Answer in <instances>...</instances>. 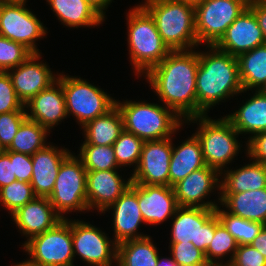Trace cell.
<instances>
[{"label":"cell","instance_id":"30bf717a","mask_svg":"<svg viewBox=\"0 0 266 266\" xmlns=\"http://www.w3.org/2000/svg\"><path fill=\"white\" fill-rule=\"evenodd\" d=\"M27 6L24 2L0 1V36L24 45L32 53H42L38 42L47 38L50 30Z\"/></svg>","mask_w":266,"mask_h":266},{"label":"cell","instance_id":"4316f807","mask_svg":"<svg viewBox=\"0 0 266 266\" xmlns=\"http://www.w3.org/2000/svg\"><path fill=\"white\" fill-rule=\"evenodd\" d=\"M245 163L235 168L229 167L221 173V193H240L248 190L266 188V171L264 165L256 162L246 154ZM249 159V160H248ZM248 160V161H246Z\"/></svg>","mask_w":266,"mask_h":266},{"label":"cell","instance_id":"8fae6325","mask_svg":"<svg viewBox=\"0 0 266 266\" xmlns=\"http://www.w3.org/2000/svg\"><path fill=\"white\" fill-rule=\"evenodd\" d=\"M102 229L93 220L71 219L74 261L79 258L86 266H117V244Z\"/></svg>","mask_w":266,"mask_h":266},{"label":"cell","instance_id":"c3c4849f","mask_svg":"<svg viewBox=\"0 0 266 266\" xmlns=\"http://www.w3.org/2000/svg\"><path fill=\"white\" fill-rule=\"evenodd\" d=\"M93 8H95L105 19L107 18L106 11L111 6L114 0H86Z\"/></svg>","mask_w":266,"mask_h":266},{"label":"cell","instance_id":"cb8c5ba5","mask_svg":"<svg viewBox=\"0 0 266 266\" xmlns=\"http://www.w3.org/2000/svg\"><path fill=\"white\" fill-rule=\"evenodd\" d=\"M244 98L238 107L224 116L247 142L254 135L266 131V96L259 90H243ZM247 98V99H246ZM245 100V101H244Z\"/></svg>","mask_w":266,"mask_h":266},{"label":"cell","instance_id":"52a82bcc","mask_svg":"<svg viewBox=\"0 0 266 266\" xmlns=\"http://www.w3.org/2000/svg\"><path fill=\"white\" fill-rule=\"evenodd\" d=\"M57 80L62 84L67 116L70 119L72 116L79 128L116 106V97L79 75L72 76L62 70Z\"/></svg>","mask_w":266,"mask_h":266},{"label":"cell","instance_id":"74e56055","mask_svg":"<svg viewBox=\"0 0 266 266\" xmlns=\"http://www.w3.org/2000/svg\"><path fill=\"white\" fill-rule=\"evenodd\" d=\"M31 54L24 45L0 36V71L7 72L17 67Z\"/></svg>","mask_w":266,"mask_h":266},{"label":"cell","instance_id":"2e32d148","mask_svg":"<svg viewBox=\"0 0 266 266\" xmlns=\"http://www.w3.org/2000/svg\"><path fill=\"white\" fill-rule=\"evenodd\" d=\"M43 53H32L23 63L8 70L18 98L26 104L40 91L57 81L59 70L55 72L49 63L42 60Z\"/></svg>","mask_w":266,"mask_h":266},{"label":"cell","instance_id":"44dd1931","mask_svg":"<svg viewBox=\"0 0 266 266\" xmlns=\"http://www.w3.org/2000/svg\"><path fill=\"white\" fill-rule=\"evenodd\" d=\"M68 147L50 142L32 158L31 186L36 197H49L62 162L72 153Z\"/></svg>","mask_w":266,"mask_h":266},{"label":"cell","instance_id":"4fadbf2b","mask_svg":"<svg viewBox=\"0 0 266 266\" xmlns=\"http://www.w3.org/2000/svg\"><path fill=\"white\" fill-rule=\"evenodd\" d=\"M170 221L168 243L192 242L204 253L214 237L216 225L220 222L215 209L180 206Z\"/></svg>","mask_w":266,"mask_h":266},{"label":"cell","instance_id":"ee69618b","mask_svg":"<svg viewBox=\"0 0 266 266\" xmlns=\"http://www.w3.org/2000/svg\"><path fill=\"white\" fill-rule=\"evenodd\" d=\"M246 155L256 162L266 161V131L258 133L246 142Z\"/></svg>","mask_w":266,"mask_h":266},{"label":"cell","instance_id":"1f68e13d","mask_svg":"<svg viewBox=\"0 0 266 266\" xmlns=\"http://www.w3.org/2000/svg\"><path fill=\"white\" fill-rule=\"evenodd\" d=\"M50 132L38 122L26 118L17 130V133L6 151L33 155L35 152L46 147Z\"/></svg>","mask_w":266,"mask_h":266},{"label":"cell","instance_id":"7c38bea8","mask_svg":"<svg viewBox=\"0 0 266 266\" xmlns=\"http://www.w3.org/2000/svg\"><path fill=\"white\" fill-rule=\"evenodd\" d=\"M248 3L247 0H204L197 5L195 32L198 45L215 46Z\"/></svg>","mask_w":266,"mask_h":266},{"label":"cell","instance_id":"d6a6232c","mask_svg":"<svg viewBox=\"0 0 266 266\" xmlns=\"http://www.w3.org/2000/svg\"><path fill=\"white\" fill-rule=\"evenodd\" d=\"M237 248L238 243L235 238L219 222L215 227L214 237L204 254L210 266H228Z\"/></svg>","mask_w":266,"mask_h":266},{"label":"cell","instance_id":"7bdbcfd3","mask_svg":"<svg viewBox=\"0 0 266 266\" xmlns=\"http://www.w3.org/2000/svg\"><path fill=\"white\" fill-rule=\"evenodd\" d=\"M10 161H13L14 175L18 181L30 183L32 178L31 155L9 151Z\"/></svg>","mask_w":266,"mask_h":266},{"label":"cell","instance_id":"f1b7e54d","mask_svg":"<svg viewBox=\"0 0 266 266\" xmlns=\"http://www.w3.org/2000/svg\"><path fill=\"white\" fill-rule=\"evenodd\" d=\"M82 143L112 146L124 130L123 117L117 106L80 128ZM84 140V141H83Z\"/></svg>","mask_w":266,"mask_h":266},{"label":"cell","instance_id":"f907efd6","mask_svg":"<svg viewBox=\"0 0 266 266\" xmlns=\"http://www.w3.org/2000/svg\"><path fill=\"white\" fill-rule=\"evenodd\" d=\"M25 259H24V261L22 260L20 262H18V261L15 263L11 262L12 263L11 266H37L28 257H26Z\"/></svg>","mask_w":266,"mask_h":266},{"label":"cell","instance_id":"5b68a950","mask_svg":"<svg viewBox=\"0 0 266 266\" xmlns=\"http://www.w3.org/2000/svg\"><path fill=\"white\" fill-rule=\"evenodd\" d=\"M129 99H116V106L123 117L124 130L143 141L172 137L184 125L181 118L159 101Z\"/></svg>","mask_w":266,"mask_h":266},{"label":"cell","instance_id":"681fc988","mask_svg":"<svg viewBox=\"0 0 266 266\" xmlns=\"http://www.w3.org/2000/svg\"><path fill=\"white\" fill-rule=\"evenodd\" d=\"M156 266H180L174 260L173 257L168 253V255L161 256L159 254Z\"/></svg>","mask_w":266,"mask_h":266},{"label":"cell","instance_id":"d590c367","mask_svg":"<svg viewBox=\"0 0 266 266\" xmlns=\"http://www.w3.org/2000/svg\"><path fill=\"white\" fill-rule=\"evenodd\" d=\"M143 143L144 141L135 136L133 133L123 130L118 139L112 145L118 166L125 171L132 167L130 172H127V174L133 173L137 168Z\"/></svg>","mask_w":266,"mask_h":266},{"label":"cell","instance_id":"ba28073f","mask_svg":"<svg viewBox=\"0 0 266 266\" xmlns=\"http://www.w3.org/2000/svg\"><path fill=\"white\" fill-rule=\"evenodd\" d=\"M87 170L82 161L72 153L62 162L54 188L48 197L56 212L68 219L70 214H88V201L86 192ZM69 214V215H67Z\"/></svg>","mask_w":266,"mask_h":266},{"label":"cell","instance_id":"ffe728a7","mask_svg":"<svg viewBox=\"0 0 266 266\" xmlns=\"http://www.w3.org/2000/svg\"><path fill=\"white\" fill-rule=\"evenodd\" d=\"M24 107L27 118L38 122L50 133L68 118L65 95L58 80L31 98Z\"/></svg>","mask_w":266,"mask_h":266},{"label":"cell","instance_id":"ac0fdd59","mask_svg":"<svg viewBox=\"0 0 266 266\" xmlns=\"http://www.w3.org/2000/svg\"><path fill=\"white\" fill-rule=\"evenodd\" d=\"M125 172L123 169L87 170L86 192L89 212L94 213L95 210V213L98 212L96 215H101L127 190L132 179L131 174L129 173L127 178Z\"/></svg>","mask_w":266,"mask_h":266},{"label":"cell","instance_id":"836d02e7","mask_svg":"<svg viewBox=\"0 0 266 266\" xmlns=\"http://www.w3.org/2000/svg\"><path fill=\"white\" fill-rule=\"evenodd\" d=\"M78 150L76 156L82 161L86 170L121 169L117 164L113 146L80 143Z\"/></svg>","mask_w":266,"mask_h":266},{"label":"cell","instance_id":"d6986e66","mask_svg":"<svg viewBox=\"0 0 266 266\" xmlns=\"http://www.w3.org/2000/svg\"><path fill=\"white\" fill-rule=\"evenodd\" d=\"M9 217L19 234L25 237V241L20 243L21 246L30 238L52 229L63 220L47 197H35Z\"/></svg>","mask_w":266,"mask_h":266},{"label":"cell","instance_id":"816d5d0a","mask_svg":"<svg viewBox=\"0 0 266 266\" xmlns=\"http://www.w3.org/2000/svg\"><path fill=\"white\" fill-rule=\"evenodd\" d=\"M182 1L185 4H189L193 7H196L197 5L201 4L204 0H179Z\"/></svg>","mask_w":266,"mask_h":266},{"label":"cell","instance_id":"6da1fadb","mask_svg":"<svg viewBox=\"0 0 266 266\" xmlns=\"http://www.w3.org/2000/svg\"><path fill=\"white\" fill-rule=\"evenodd\" d=\"M198 47L170 51L142 78L159 102L170 108L184 122L197 117L196 76Z\"/></svg>","mask_w":266,"mask_h":266},{"label":"cell","instance_id":"e0dca14e","mask_svg":"<svg viewBox=\"0 0 266 266\" xmlns=\"http://www.w3.org/2000/svg\"><path fill=\"white\" fill-rule=\"evenodd\" d=\"M172 137L144 141L137 168L131 173L132 183L169 186Z\"/></svg>","mask_w":266,"mask_h":266},{"label":"cell","instance_id":"b9f144b4","mask_svg":"<svg viewBox=\"0 0 266 266\" xmlns=\"http://www.w3.org/2000/svg\"><path fill=\"white\" fill-rule=\"evenodd\" d=\"M228 266H266V258L251 244L238 245L234 258Z\"/></svg>","mask_w":266,"mask_h":266},{"label":"cell","instance_id":"83f0119b","mask_svg":"<svg viewBox=\"0 0 266 266\" xmlns=\"http://www.w3.org/2000/svg\"><path fill=\"white\" fill-rule=\"evenodd\" d=\"M220 206L232 215L266 225V188L220 193Z\"/></svg>","mask_w":266,"mask_h":266},{"label":"cell","instance_id":"f546056e","mask_svg":"<svg viewBox=\"0 0 266 266\" xmlns=\"http://www.w3.org/2000/svg\"><path fill=\"white\" fill-rule=\"evenodd\" d=\"M152 236L117 245V266H156L161 253Z\"/></svg>","mask_w":266,"mask_h":266},{"label":"cell","instance_id":"7a4b0ae2","mask_svg":"<svg viewBox=\"0 0 266 266\" xmlns=\"http://www.w3.org/2000/svg\"><path fill=\"white\" fill-rule=\"evenodd\" d=\"M198 59L197 117L208 115L211 109L213 111L221 103L236 100L235 97H241L243 92L236 56L221 51L216 46H198Z\"/></svg>","mask_w":266,"mask_h":266},{"label":"cell","instance_id":"e575fe53","mask_svg":"<svg viewBox=\"0 0 266 266\" xmlns=\"http://www.w3.org/2000/svg\"><path fill=\"white\" fill-rule=\"evenodd\" d=\"M220 222L235 238L238 245L251 244L264 224L250 221L226 212L220 205L215 209Z\"/></svg>","mask_w":266,"mask_h":266},{"label":"cell","instance_id":"8d00e7d4","mask_svg":"<svg viewBox=\"0 0 266 266\" xmlns=\"http://www.w3.org/2000/svg\"><path fill=\"white\" fill-rule=\"evenodd\" d=\"M35 197L31 183L28 182L16 180L0 188V206L10 216Z\"/></svg>","mask_w":266,"mask_h":266},{"label":"cell","instance_id":"9f6ffc18","mask_svg":"<svg viewBox=\"0 0 266 266\" xmlns=\"http://www.w3.org/2000/svg\"><path fill=\"white\" fill-rule=\"evenodd\" d=\"M264 165L265 171H266V161L262 163Z\"/></svg>","mask_w":266,"mask_h":266},{"label":"cell","instance_id":"484cf974","mask_svg":"<svg viewBox=\"0 0 266 266\" xmlns=\"http://www.w3.org/2000/svg\"><path fill=\"white\" fill-rule=\"evenodd\" d=\"M58 22L70 29L97 28L106 19L86 0H44Z\"/></svg>","mask_w":266,"mask_h":266},{"label":"cell","instance_id":"9c48e42d","mask_svg":"<svg viewBox=\"0 0 266 266\" xmlns=\"http://www.w3.org/2000/svg\"><path fill=\"white\" fill-rule=\"evenodd\" d=\"M24 255L37 266H75L71 235V218L36 235L21 247Z\"/></svg>","mask_w":266,"mask_h":266},{"label":"cell","instance_id":"60d3db41","mask_svg":"<svg viewBox=\"0 0 266 266\" xmlns=\"http://www.w3.org/2000/svg\"><path fill=\"white\" fill-rule=\"evenodd\" d=\"M26 118V111H12L0 114V142L5 149L10 146L18 128Z\"/></svg>","mask_w":266,"mask_h":266},{"label":"cell","instance_id":"ab89813d","mask_svg":"<svg viewBox=\"0 0 266 266\" xmlns=\"http://www.w3.org/2000/svg\"><path fill=\"white\" fill-rule=\"evenodd\" d=\"M12 111H25V107L14 90L8 72L0 71V114Z\"/></svg>","mask_w":266,"mask_h":266},{"label":"cell","instance_id":"bcb514c9","mask_svg":"<svg viewBox=\"0 0 266 266\" xmlns=\"http://www.w3.org/2000/svg\"><path fill=\"white\" fill-rule=\"evenodd\" d=\"M254 13L266 41V0H254L248 3Z\"/></svg>","mask_w":266,"mask_h":266},{"label":"cell","instance_id":"277c9868","mask_svg":"<svg viewBox=\"0 0 266 266\" xmlns=\"http://www.w3.org/2000/svg\"><path fill=\"white\" fill-rule=\"evenodd\" d=\"M128 61L132 66L133 76H143L159 64L170 52L157 30L150 13L140 4L130 6L125 12Z\"/></svg>","mask_w":266,"mask_h":266},{"label":"cell","instance_id":"db71d44e","mask_svg":"<svg viewBox=\"0 0 266 266\" xmlns=\"http://www.w3.org/2000/svg\"><path fill=\"white\" fill-rule=\"evenodd\" d=\"M0 1H5V2H24V3H28V0H0Z\"/></svg>","mask_w":266,"mask_h":266},{"label":"cell","instance_id":"11a10c76","mask_svg":"<svg viewBox=\"0 0 266 266\" xmlns=\"http://www.w3.org/2000/svg\"><path fill=\"white\" fill-rule=\"evenodd\" d=\"M6 151L5 147L0 142V155Z\"/></svg>","mask_w":266,"mask_h":266},{"label":"cell","instance_id":"603a6c76","mask_svg":"<svg viewBox=\"0 0 266 266\" xmlns=\"http://www.w3.org/2000/svg\"><path fill=\"white\" fill-rule=\"evenodd\" d=\"M265 43L262 29L252 10L247 7L227 28L224 36L215 46L237 57Z\"/></svg>","mask_w":266,"mask_h":266},{"label":"cell","instance_id":"f5cc1de1","mask_svg":"<svg viewBox=\"0 0 266 266\" xmlns=\"http://www.w3.org/2000/svg\"><path fill=\"white\" fill-rule=\"evenodd\" d=\"M259 91L266 96V82L260 87Z\"/></svg>","mask_w":266,"mask_h":266},{"label":"cell","instance_id":"9a60e30c","mask_svg":"<svg viewBox=\"0 0 266 266\" xmlns=\"http://www.w3.org/2000/svg\"><path fill=\"white\" fill-rule=\"evenodd\" d=\"M107 212L112 216L110 232H113L112 237L117 245L149 236L140 232L146 224L138 205V184L131 182L127 190L99 216H104Z\"/></svg>","mask_w":266,"mask_h":266},{"label":"cell","instance_id":"7402d4cb","mask_svg":"<svg viewBox=\"0 0 266 266\" xmlns=\"http://www.w3.org/2000/svg\"><path fill=\"white\" fill-rule=\"evenodd\" d=\"M138 205L149 227L170 222L179 207L173 187L138 184Z\"/></svg>","mask_w":266,"mask_h":266},{"label":"cell","instance_id":"3957f363","mask_svg":"<svg viewBox=\"0 0 266 266\" xmlns=\"http://www.w3.org/2000/svg\"><path fill=\"white\" fill-rule=\"evenodd\" d=\"M218 117L212 118L211 115L193 117L186 120L184 125H187L186 128L192 125L193 128L197 124V127L193 128L196 129L193 130V134L201 144L204 162L221 174L234 162L236 163L239 154H246L247 148L246 142L242 141L243 137H240L232 123L224 115Z\"/></svg>","mask_w":266,"mask_h":266},{"label":"cell","instance_id":"5bb4252c","mask_svg":"<svg viewBox=\"0 0 266 266\" xmlns=\"http://www.w3.org/2000/svg\"><path fill=\"white\" fill-rule=\"evenodd\" d=\"M220 181L221 174L207 165L193 171L173 186L178 206L216 209L220 205ZM212 195L217 196L211 199Z\"/></svg>","mask_w":266,"mask_h":266},{"label":"cell","instance_id":"4dcf8cb0","mask_svg":"<svg viewBox=\"0 0 266 266\" xmlns=\"http://www.w3.org/2000/svg\"><path fill=\"white\" fill-rule=\"evenodd\" d=\"M243 90H259L266 82V43L237 56Z\"/></svg>","mask_w":266,"mask_h":266},{"label":"cell","instance_id":"7dc6e473","mask_svg":"<svg viewBox=\"0 0 266 266\" xmlns=\"http://www.w3.org/2000/svg\"><path fill=\"white\" fill-rule=\"evenodd\" d=\"M251 245L266 258V225L263 226Z\"/></svg>","mask_w":266,"mask_h":266},{"label":"cell","instance_id":"f6af8a7d","mask_svg":"<svg viewBox=\"0 0 266 266\" xmlns=\"http://www.w3.org/2000/svg\"><path fill=\"white\" fill-rule=\"evenodd\" d=\"M14 174L13 161H10L9 151H5L0 155V188L16 181Z\"/></svg>","mask_w":266,"mask_h":266},{"label":"cell","instance_id":"d4e9b609","mask_svg":"<svg viewBox=\"0 0 266 266\" xmlns=\"http://www.w3.org/2000/svg\"><path fill=\"white\" fill-rule=\"evenodd\" d=\"M185 125H183L172 136V154L169 165V186L173 187L176 183L184 179L187 175H190L193 171L199 170L206 166L203 158L201 144L198 138L191 133L184 140L177 139L176 135L180 131H184ZM177 144V145H176Z\"/></svg>","mask_w":266,"mask_h":266},{"label":"cell","instance_id":"f35d334b","mask_svg":"<svg viewBox=\"0 0 266 266\" xmlns=\"http://www.w3.org/2000/svg\"><path fill=\"white\" fill-rule=\"evenodd\" d=\"M168 252L180 266H210L202 250L192 242L169 243Z\"/></svg>","mask_w":266,"mask_h":266},{"label":"cell","instance_id":"8992f818","mask_svg":"<svg viewBox=\"0 0 266 266\" xmlns=\"http://www.w3.org/2000/svg\"><path fill=\"white\" fill-rule=\"evenodd\" d=\"M153 17L164 44L170 51L197 48L195 7L179 0H142Z\"/></svg>","mask_w":266,"mask_h":266}]
</instances>
